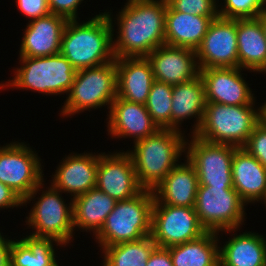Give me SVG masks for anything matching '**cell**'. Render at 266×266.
<instances>
[{
    "label": "cell",
    "instance_id": "cell-15",
    "mask_svg": "<svg viewBox=\"0 0 266 266\" xmlns=\"http://www.w3.org/2000/svg\"><path fill=\"white\" fill-rule=\"evenodd\" d=\"M240 67L200 69L205 86L206 101L226 105H249L256 100Z\"/></svg>",
    "mask_w": 266,
    "mask_h": 266
},
{
    "label": "cell",
    "instance_id": "cell-26",
    "mask_svg": "<svg viewBox=\"0 0 266 266\" xmlns=\"http://www.w3.org/2000/svg\"><path fill=\"white\" fill-rule=\"evenodd\" d=\"M237 48L241 69L266 73V37L258 18L237 19Z\"/></svg>",
    "mask_w": 266,
    "mask_h": 266
},
{
    "label": "cell",
    "instance_id": "cell-3",
    "mask_svg": "<svg viewBox=\"0 0 266 266\" xmlns=\"http://www.w3.org/2000/svg\"><path fill=\"white\" fill-rule=\"evenodd\" d=\"M186 139L185 132L159 129L155 134L134 142L132 150L126 151L132 158L138 183L143 189L156 188L184 160Z\"/></svg>",
    "mask_w": 266,
    "mask_h": 266
},
{
    "label": "cell",
    "instance_id": "cell-38",
    "mask_svg": "<svg viewBox=\"0 0 266 266\" xmlns=\"http://www.w3.org/2000/svg\"><path fill=\"white\" fill-rule=\"evenodd\" d=\"M146 266H174L169 249L156 246L150 254Z\"/></svg>",
    "mask_w": 266,
    "mask_h": 266
},
{
    "label": "cell",
    "instance_id": "cell-33",
    "mask_svg": "<svg viewBox=\"0 0 266 266\" xmlns=\"http://www.w3.org/2000/svg\"><path fill=\"white\" fill-rule=\"evenodd\" d=\"M173 10L200 16H219L218 0H166Z\"/></svg>",
    "mask_w": 266,
    "mask_h": 266
},
{
    "label": "cell",
    "instance_id": "cell-9",
    "mask_svg": "<svg viewBox=\"0 0 266 266\" xmlns=\"http://www.w3.org/2000/svg\"><path fill=\"white\" fill-rule=\"evenodd\" d=\"M246 204L233 187L199 185L194 209L206 231L241 229L246 220Z\"/></svg>",
    "mask_w": 266,
    "mask_h": 266
},
{
    "label": "cell",
    "instance_id": "cell-25",
    "mask_svg": "<svg viewBox=\"0 0 266 266\" xmlns=\"http://www.w3.org/2000/svg\"><path fill=\"white\" fill-rule=\"evenodd\" d=\"M218 16H200L173 11L168 5L165 20V44L196 51L210 23Z\"/></svg>",
    "mask_w": 266,
    "mask_h": 266
},
{
    "label": "cell",
    "instance_id": "cell-31",
    "mask_svg": "<svg viewBox=\"0 0 266 266\" xmlns=\"http://www.w3.org/2000/svg\"><path fill=\"white\" fill-rule=\"evenodd\" d=\"M173 85L154 81L147 101L146 108L159 129H171V105Z\"/></svg>",
    "mask_w": 266,
    "mask_h": 266
},
{
    "label": "cell",
    "instance_id": "cell-29",
    "mask_svg": "<svg viewBox=\"0 0 266 266\" xmlns=\"http://www.w3.org/2000/svg\"><path fill=\"white\" fill-rule=\"evenodd\" d=\"M19 238L12 240L11 266H59L55 249L65 248L61 243L28 234Z\"/></svg>",
    "mask_w": 266,
    "mask_h": 266
},
{
    "label": "cell",
    "instance_id": "cell-19",
    "mask_svg": "<svg viewBox=\"0 0 266 266\" xmlns=\"http://www.w3.org/2000/svg\"><path fill=\"white\" fill-rule=\"evenodd\" d=\"M67 21L53 13L28 21L22 33L18 57H46L60 53Z\"/></svg>",
    "mask_w": 266,
    "mask_h": 266
},
{
    "label": "cell",
    "instance_id": "cell-20",
    "mask_svg": "<svg viewBox=\"0 0 266 266\" xmlns=\"http://www.w3.org/2000/svg\"><path fill=\"white\" fill-rule=\"evenodd\" d=\"M233 188L241 200L250 203H264L266 199V167L245 148H236L232 160Z\"/></svg>",
    "mask_w": 266,
    "mask_h": 266
},
{
    "label": "cell",
    "instance_id": "cell-6",
    "mask_svg": "<svg viewBox=\"0 0 266 266\" xmlns=\"http://www.w3.org/2000/svg\"><path fill=\"white\" fill-rule=\"evenodd\" d=\"M14 76L4 81L5 90L18 89L59 97L71 90L76 69L61 53L46 57H18Z\"/></svg>",
    "mask_w": 266,
    "mask_h": 266
},
{
    "label": "cell",
    "instance_id": "cell-27",
    "mask_svg": "<svg viewBox=\"0 0 266 266\" xmlns=\"http://www.w3.org/2000/svg\"><path fill=\"white\" fill-rule=\"evenodd\" d=\"M116 202L115 199L96 187L76 196L72 199L74 232L79 229L82 230L81 232H89L95 237L102 229Z\"/></svg>",
    "mask_w": 266,
    "mask_h": 266
},
{
    "label": "cell",
    "instance_id": "cell-37",
    "mask_svg": "<svg viewBox=\"0 0 266 266\" xmlns=\"http://www.w3.org/2000/svg\"><path fill=\"white\" fill-rule=\"evenodd\" d=\"M23 206V200L8 186L0 182V210L19 208Z\"/></svg>",
    "mask_w": 266,
    "mask_h": 266
},
{
    "label": "cell",
    "instance_id": "cell-36",
    "mask_svg": "<svg viewBox=\"0 0 266 266\" xmlns=\"http://www.w3.org/2000/svg\"><path fill=\"white\" fill-rule=\"evenodd\" d=\"M15 2L20 14L28 18V21L50 13L48 0H16Z\"/></svg>",
    "mask_w": 266,
    "mask_h": 266
},
{
    "label": "cell",
    "instance_id": "cell-13",
    "mask_svg": "<svg viewBox=\"0 0 266 266\" xmlns=\"http://www.w3.org/2000/svg\"><path fill=\"white\" fill-rule=\"evenodd\" d=\"M199 69L239 67L237 19L216 17L196 50Z\"/></svg>",
    "mask_w": 266,
    "mask_h": 266
},
{
    "label": "cell",
    "instance_id": "cell-16",
    "mask_svg": "<svg viewBox=\"0 0 266 266\" xmlns=\"http://www.w3.org/2000/svg\"><path fill=\"white\" fill-rule=\"evenodd\" d=\"M50 183L69 199L96 187L98 152H71L60 160Z\"/></svg>",
    "mask_w": 266,
    "mask_h": 266
},
{
    "label": "cell",
    "instance_id": "cell-12",
    "mask_svg": "<svg viewBox=\"0 0 266 266\" xmlns=\"http://www.w3.org/2000/svg\"><path fill=\"white\" fill-rule=\"evenodd\" d=\"M206 232L194 207L172 206L154 200L151 236L158 247L183 244Z\"/></svg>",
    "mask_w": 266,
    "mask_h": 266
},
{
    "label": "cell",
    "instance_id": "cell-11",
    "mask_svg": "<svg viewBox=\"0 0 266 266\" xmlns=\"http://www.w3.org/2000/svg\"><path fill=\"white\" fill-rule=\"evenodd\" d=\"M187 160L195 167L199 185L233 187L232 160L237 147L207 142L187 134Z\"/></svg>",
    "mask_w": 266,
    "mask_h": 266
},
{
    "label": "cell",
    "instance_id": "cell-39",
    "mask_svg": "<svg viewBox=\"0 0 266 266\" xmlns=\"http://www.w3.org/2000/svg\"><path fill=\"white\" fill-rule=\"evenodd\" d=\"M8 235H3L0 230V266H11V246L12 239Z\"/></svg>",
    "mask_w": 266,
    "mask_h": 266
},
{
    "label": "cell",
    "instance_id": "cell-7",
    "mask_svg": "<svg viewBox=\"0 0 266 266\" xmlns=\"http://www.w3.org/2000/svg\"><path fill=\"white\" fill-rule=\"evenodd\" d=\"M116 82V59L99 66L76 70L71 90L58 114L61 118H72L73 115L103 107H107L109 113L111 104L117 97Z\"/></svg>",
    "mask_w": 266,
    "mask_h": 266
},
{
    "label": "cell",
    "instance_id": "cell-22",
    "mask_svg": "<svg viewBox=\"0 0 266 266\" xmlns=\"http://www.w3.org/2000/svg\"><path fill=\"white\" fill-rule=\"evenodd\" d=\"M206 103L205 86L200 75L189 82L173 85L171 129L185 132L182 124L194 117V125L190 127V135H194L201 126Z\"/></svg>",
    "mask_w": 266,
    "mask_h": 266
},
{
    "label": "cell",
    "instance_id": "cell-23",
    "mask_svg": "<svg viewBox=\"0 0 266 266\" xmlns=\"http://www.w3.org/2000/svg\"><path fill=\"white\" fill-rule=\"evenodd\" d=\"M117 96L129 102L146 104L154 79L147 57L115 58Z\"/></svg>",
    "mask_w": 266,
    "mask_h": 266
},
{
    "label": "cell",
    "instance_id": "cell-8",
    "mask_svg": "<svg viewBox=\"0 0 266 266\" xmlns=\"http://www.w3.org/2000/svg\"><path fill=\"white\" fill-rule=\"evenodd\" d=\"M154 200L153 191L143 189L130 199L117 201L102 229L94 237L100 251L107 246L137 241L151 235Z\"/></svg>",
    "mask_w": 266,
    "mask_h": 266
},
{
    "label": "cell",
    "instance_id": "cell-24",
    "mask_svg": "<svg viewBox=\"0 0 266 266\" xmlns=\"http://www.w3.org/2000/svg\"><path fill=\"white\" fill-rule=\"evenodd\" d=\"M154 188V198L158 203L172 206L194 207L199 181L195 167L185 157Z\"/></svg>",
    "mask_w": 266,
    "mask_h": 266
},
{
    "label": "cell",
    "instance_id": "cell-28",
    "mask_svg": "<svg viewBox=\"0 0 266 266\" xmlns=\"http://www.w3.org/2000/svg\"><path fill=\"white\" fill-rule=\"evenodd\" d=\"M220 235L207 231L197 239L168 247L174 266H220Z\"/></svg>",
    "mask_w": 266,
    "mask_h": 266
},
{
    "label": "cell",
    "instance_id": "cell-42",
    "mask_svg": "<svg viewBox=\"0 0 266 266\" xmlns=\"http://www.w3.org/2000/svg\"><path fill=\"white\" fill-rule=\"evenodd\" d=\"M4 85H5V84H4V82H3V81H1V83H0V89H1V91H2V90H3V91L5 90V87H4Z\"/></svg>",
    "mask_w": 266,
    "mask_h": 266
},
{
    "label": "cell",
    "instance_id": "cell-40",
    "mask_svg": "<svg viewBox=\"0 0 266 266\" xmlns=\"http://www.w3.org/2000/svg\"><path fill=\"white\" fill-rule=\"evenodd\" d=\"M257 18L261 21V24L264 29L265 37H266V11H262Z\"/></svg>",
    "mask_w": 266,
    "mask_h": 266
},
{
    "label": "cell",
    "instance_id": "cell-18",
    "mask_svg": "<svg viewBox=\"0 0 266 266\" xmlns=\"http://www.w3.org/2000/svg\"><path fill=\"white\" fill-rule=\"evenodd\" d=\"M146 57L151 64L154 79L158 82L177 85L200 75L194 50L164 44Z\"/></svg>",
    "mask_w": 266,
    "mask_h": 266
},
{
    "label": "cell",
    "instance_id": "cell-1",
    "mask_svg": "<svg viewBox=\"0 0 266 266\" xmlns=\"http://www.w3.org/2000/svg\"><path fill=\"white\" fill-rule=\"evenodd\" d=\"M126 1L116 15L112 14L111 9L103 10L111 21L113 32L117 27V34L113 33L115 58L146 57L165 44L167 1Z\"/></svg>",
    "mask_w": 266,
    "mask_h": 266
},
{
    "label": "cell",
    "instance_id": "cell-4",
    "mask_svg": "<svg viewBox=\"0 0 266 266\" xmlns=\"http://www.w3.org/2000/svg\"><path fill=\"white\" fill-rule=\"evenodd\" d=\"M43 180L24 200L23 206L31 203V209L25 218L28 234L36 237L55 239L64 247L74 241L73 203H66L62 192ZM45 188V189H44ZM40 195H38V194ZM38 196V197H36ZM34 201V202H33ZM32 231V232H31Z\"/></svg>",
    "mask_w": 266,
    "mask_h": 266
},
{
    "label": "cell",
    "instance_id": "cell-14",
    "mask_svg": "<svg viewBox=\"0 0 266 266\" xmlns=\"http://www.w3.org/2000/svg\"><path fill=\"white\" fill-rule=\"evenodd\" d=\"M98 153L96 188L116 201L130 199L143 188L137 180L131 156L124 150Z\"/></svg>",
    "mask_w": 266,
    "mask_h": 266
},
{
    "label": "cell",
    "instance_id": "cell-17",
    "mask_svg": "<svg viewBox=\"0 0 266 266\" xmlns=\"http://www.w3.org/2000/svg\"><path fill=\"white\" fill-rule=\"evenodd\" d=\"M106 116L105 126L111 139L132 138L134 143L159 130L145 105L126 101L118 96Z\"/></svg>",
    "mask_w": 266,
    "mask_h": 266
},
{
    "label": "cell",
    "instance_id": "cell-2",
    "mask_svg": "<svg viewBox=\"0 0 266 266\" xmlns=\"http://www.w3.org/2000/svg\"><path fill=\"white\" fill-rule=\"evenodd\" d=\"M80 20H68L61 38L60 53L76 69L99 66L115 60L113 28L106 12Z\"/></svg>",
    "mask_w": 266,
    "mask_h": 266
},
{
    "label": "cell",
    "instance_id": "cell-30",
    "mask_svg": "<svg viewBox=\"0 0 266 266\" xmlns=\"http://www.w3.org/2000/svg\"><path fill=\"white\" fill-rule=\"evenodd\" d=\"M156 243L151 235L137 241L122 242L101 250V266H146Z\"/></svg>",
    "mask_w": 266,
    "mask_h": 266
},
{
    "label": "cell",
    "instance_id": "cell-5",
    "mask_svg": "<svg viewBox=\"0 0 266 266\" xmlns=\"http://www.w3.org/2000/svg\"><path fill=\"white\" fill-rule=\"evenodd\" d=\"M256 101L238 106L207 102L201 126L194 135L215 144L244 147L263 119V104L257 106Z\"/></svg>",
    "mask_w": 266,
    "mask_h": 266
},
{
    "label": "cell",
    "instance_id": "cell-35",
    "mask_svg": "<svg viewBox=\"0 0 266 266\" xmlns=\"http://www.w3.org/2000/svg\"><path fill=\"white\" fill-rule=\"evenodd\" d=\"M84 0H48L50 13L62 16L67 20H80L79 7Z\"/></svg>",
    "mask_w": 266,
    "mask_h": 266
},
{
    "label": "cell",
    "instance_id": "cell-32",
    "mask_svg": "<svg viewBox=\"0 0 266 266\" xmlns=\"http://www.w3.org/2000/svg\"><path fill=\"white\" fill-rule=\"evenodd\" d=\"M219 1V0H218ZM223 1V3H222ZM220 0L218 13L220 17L232 19L257 18L266 10V0Z\"/></svg>",
    "mask_w": 266,
    "mask_h": 266
},
{
    "label": "cell",
    "instance_id": "cell-10",
    "mask_svg": "<svg viewBox=\"0 0 266 266\" xmlns=\"http://www.w3.org/2000/svg\"><path fill=\"white\" fill-rule=\"evenodd\" d=\"M19 141L12 139L10 143L0 145V182L24 200L45 180V174L35 148Z\"/></svg>",
    "mask_w": 266,
    "mask_h": 266
},
{
    "label": "cell",
    "instance_id": "cell-41",
    "mask_svg": "<svg viewBox=\"0 0 266 266\" xmlns=\"http://www.w3.org/2000/svg\"><path fill=\"white\" fill-rule=\"evenodd\" d=\"M264 103H263V118L266 120V101L263 100Z\"/></svg>",
    "mask_w": 266,
    "mask_h": 266
},
{
    "label": "cell",
    "instance_id": "cell-34",
    "mask_svg": "<svg viewBox=\"0 0 266 266\" xmlns=\"http://www.w3.org/2000/svg\"><path fill=\"white\" fill-rule=\"evenodd\" d=\"M243 148L266 167V120L264 118L256 125Z\"/></svg>",
    "mask_w": 266,
    "mask_h": 266
},
{
    "label": "cell",
    "instance_id": "cell-21",
    "mask_svg": "<svg viewBox=\"0 0 266 266\" xmlns=\"http://www.w3.org/2000/svg\"><path fill=\"white\" fill-rule=\"evenodd\" d=\"M228 229L218 233L229 234L227 240L220 242V266H266V236L258 232ZM223 232V233H222ZM236 232V233H235Z\"/></svg>",
    "mask_w": 266,
    "mask_h": 266
}]
</instances>
